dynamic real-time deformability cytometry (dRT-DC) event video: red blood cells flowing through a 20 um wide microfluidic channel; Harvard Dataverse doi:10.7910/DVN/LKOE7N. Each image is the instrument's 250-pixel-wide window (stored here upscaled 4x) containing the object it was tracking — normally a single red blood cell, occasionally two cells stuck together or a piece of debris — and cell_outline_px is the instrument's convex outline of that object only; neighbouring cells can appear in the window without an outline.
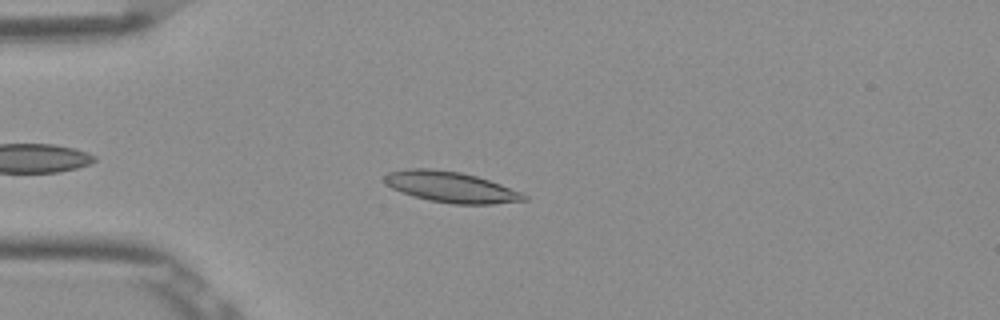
{"species": "Egyptian fruit bat (a non-hibernating species)", "species_latin": "Rousettus aegyptiacus", "temperature_condition": "room temperature", "stored_images_in_passage": 42, "camera_frame_rate_fps": 3000, "um_per_image_px": 0.085, "frame": {"image": 1, "passage_image": 7, "time_ms": 2.0, "image_size_px": [1000, 320], "cell_outline_px": [[528, 200], [492, 204], [452, 204], [428, 200], [392, 188], [384, 184], [384, 176], [388, 172], [408, 168], [432, 168], [460, 172], [476, 176], [500, 184], [520, 192], [528, 196]], "centroid_in_image_um": [38.31, 15.89], "position_along_channel_um": 46.7, "area_um2": 24.91}}
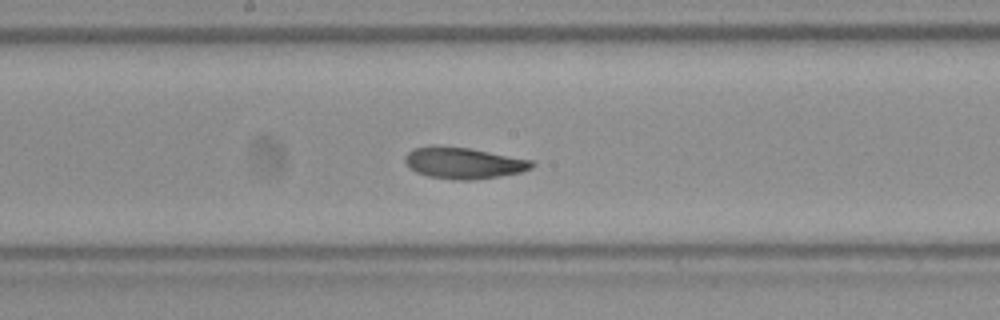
{"frame": {"image": 2, "passage_image": 21, "time_ms": 6.667, "image_size_px": [1000, 320], "cell_outline_px": [[536, 164], [532, 168], [520, 172], [500, 176], [472, 180], [452, 180], [428, 176], [416, 172], [408, 168], [404, 160], [404, 156], [412, 148], [432, 144], [436, 144], [472, 148], [532, 160]], "centroid_in_image_um": [39.35, 13.83], "position_along_channel_um": 208.8, "area_um2": 23.76}}
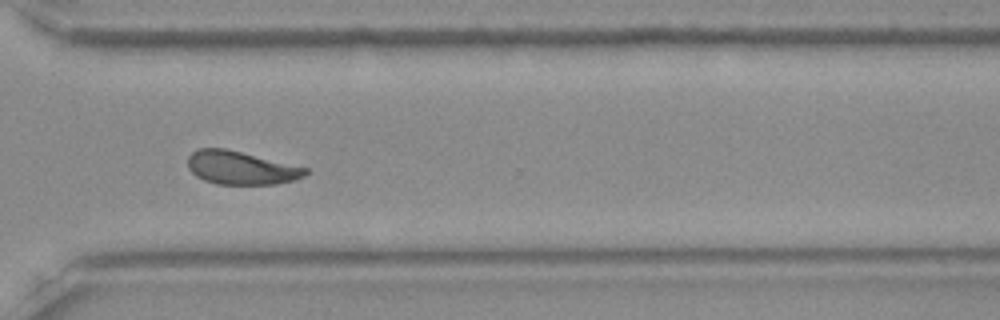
{"frame": {"image": 3, "passage_image": 32, "time_ms": 10.333, "image_size_px": [1000, 320], "cell_outline_px": [[308, 172], [304, 176], [296, 180], [276, 184], [216, 184], [204, 180], [196, 176], [188, 168], [188, 156], [196, 148], [224, 148], [308, 168]], "centroid_in_image_um": [20.46, 14.27], "position_along_channel_um": 350.1, "area_um2": 22.77}, "authors_computed_cell_mechanics": {"area_um2": 23.12, "velocity_mm_per_s": 3.8605, "shape_relaxation_time_tau1_ms": 3.5232, "shape_relaxation_time_tau2_ms": 1.6795, "deformation_change_tau1": 0.122, "deformation_change_tau2": 0.0671}}